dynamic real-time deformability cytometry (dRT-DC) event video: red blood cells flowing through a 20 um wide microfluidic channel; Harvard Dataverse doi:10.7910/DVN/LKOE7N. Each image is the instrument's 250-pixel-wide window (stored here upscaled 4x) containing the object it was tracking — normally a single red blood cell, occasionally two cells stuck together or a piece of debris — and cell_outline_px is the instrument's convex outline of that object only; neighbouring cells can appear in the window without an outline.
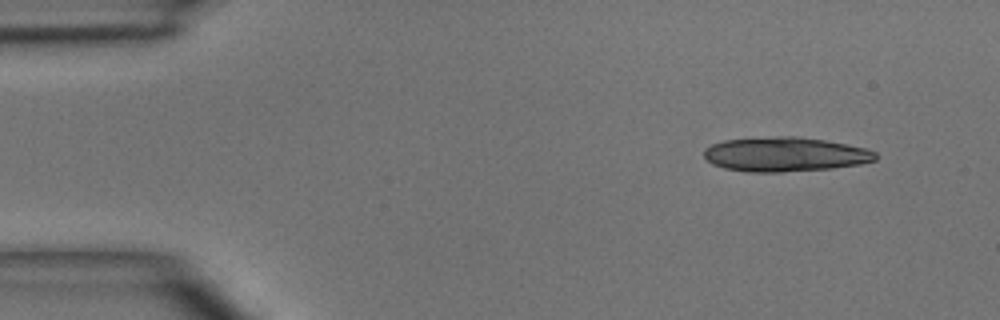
{"species": "common noctule bat (a hibernating species)", "species_latin": "Nyctalus noctula", "temperature_condition": "room temperature", "stored_images_in_passage": 7, "camera_frame_rate_fps": 3000, "um_per_image_px": 0.085, "animal": {"sex": "male", "body_mass_g": 15.6}, "frame": {"image": 1, "passage_image": 1, "time_ms": 0.0, "image_size_px": [1000, 320], "cell_outline_px": [[876, 160], [860, 164], [832, 168], [784, 172], [748, 172], [724, 168], [712, 164], [704, 156], [704, 148], [712, 144], [724, 140], [776, 136], [796, 136], [824, 140], [864, 148], [876, 152]], "centroid_in_image_um": [66.7, 13.12], "position_along_channel_um": 18.3, "area_um2": 34.33}}
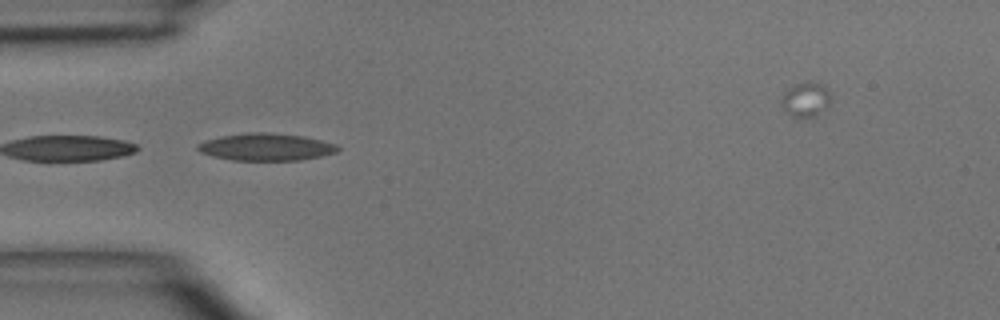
{"frame": {"image": 2, "passage_image": 4, "time_ms": 3.333, "image_size_px": [1000, 320], "cell_outline_px": [[340, 148], [336, 152], [320, 156], [300, 160], [232, 160], [212, 156], [200, 152], [196, 148], [196, 144], [208, 140], [224, 136], [244, 132], [268, 132], [304, 136], [336, 144]], "centroid_in_image_um": [22.61, 12.49], "position_along_channel_um": 62.4, "area_um2": 22.14}}
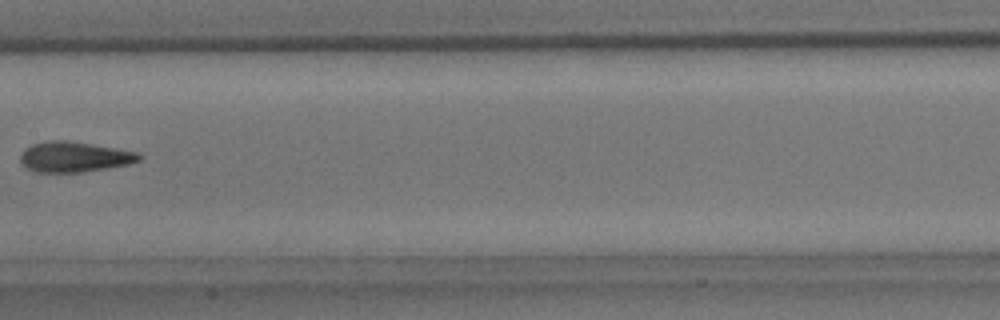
{"frame": {"image": 3, "passage_image": 7, "time_ms": 6.667, "image_size_px": [1000, 320], "cell_outline_px": [[144, 156], [140, 160], [128, 164], [108, 168], [80, 172], [36, 172], [28, 168], [20, 160], [20, 156], [24, 148], [32, 144], [52, 140], [64, 140], [92, 144], [140, 152]], "centroid_in_image_um": [6.35, 13.33], "position_along_channel_um": 201.1, "area_um2": 20.98}}